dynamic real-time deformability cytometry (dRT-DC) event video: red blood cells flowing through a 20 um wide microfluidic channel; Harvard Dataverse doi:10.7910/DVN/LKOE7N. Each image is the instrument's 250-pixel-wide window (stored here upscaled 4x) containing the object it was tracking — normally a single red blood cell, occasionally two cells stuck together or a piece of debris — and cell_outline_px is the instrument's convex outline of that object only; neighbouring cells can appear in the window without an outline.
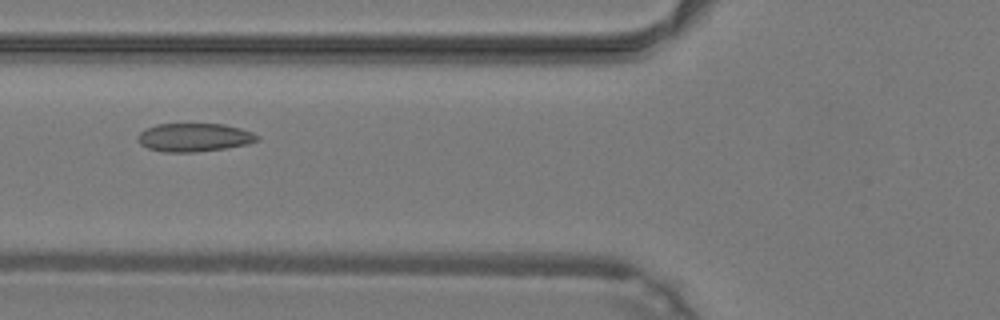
{"species": "common noctule bat (a hibernating species)", "species_latin": "Nyctalus noctula", "temperature_condition": "warm", "stored_images_in_passage": 34, "camera_frame_rate_fps": 3000, "um_per_image_px": 0.085, "animal": {"sex": "male", "body_mass_g": 19.2, "forearm_length_mm": 51.8}, "frame": {"image": 1, "passage_image": 4, "time_ms": 1.0, "image_size_px": [1000, 320], "cell_outline_px": [[260, 140], [248, 144], [224, 148], [196, 152], [164, 152], [148, 148], [140, 144], [136, 136], [140, 132], [156, 124], [224, 124], [240, 128], [252, 132], [260, 136]], "centroid_in_image_um": [16.52, 11.68], "position_along_channel_um": 109.3, "area_um2": 19.77}}
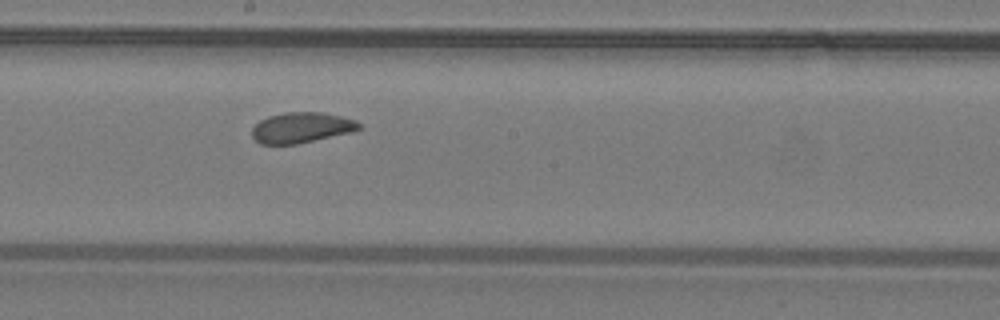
{"frame": {"image": 2, "passage_image": 12, "time_ms": 3.667, "image_size_px": [1000, 320], "cell_outline_px": [[364, 128], [352, 132], [296, 144], [260, 144], [252, 136], [252, 128], [260, 120], [268, 116], [284, 112], [320, 112], [340, 116], [356, 120]], "centroid_in_image_um": [25.63, 10.84], "position_along_channel_um": 222.6, "area_um2": 19.07}}
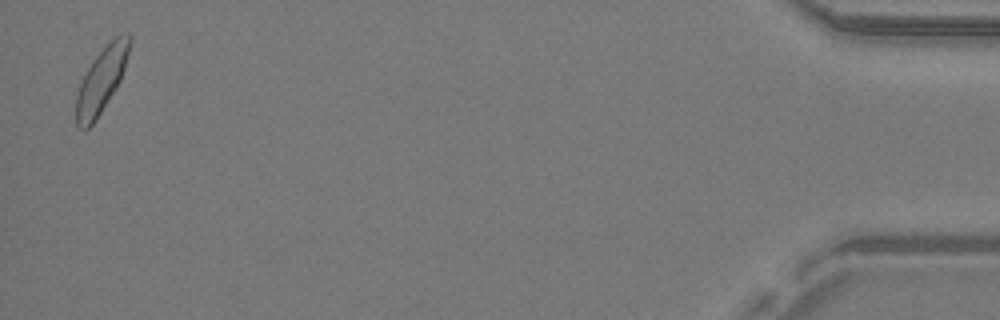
{"frame": {"image": 3, "passage_image": 33, "time_ms": 10.667, "image_size_px": [1000, 320], "cell_outline_px": [[132, 40], [124, 68], [120, 80], [116, 88], [96, 120], [84, 132], [76, 124], [76, 96], [84, 72], [92, 60], [116, 36], [128, 32], [132, 36]], "centroid_in_image_um": [8.61, 6.83], "position_along_channel_um": 426.6, "area_um2": 20.11}, "authors_computed_cell_mechanics": {"area_um2": 19.5075, "velocity_mm_per_s": 4.2385, "shape_relaxation_time_tau1_ms": 3.761, "shape_relaxation_time_tau2_ms": 2.7706, "deformation_change_tau1": 0.081, "deformation_change_tau2": 0.0724}}